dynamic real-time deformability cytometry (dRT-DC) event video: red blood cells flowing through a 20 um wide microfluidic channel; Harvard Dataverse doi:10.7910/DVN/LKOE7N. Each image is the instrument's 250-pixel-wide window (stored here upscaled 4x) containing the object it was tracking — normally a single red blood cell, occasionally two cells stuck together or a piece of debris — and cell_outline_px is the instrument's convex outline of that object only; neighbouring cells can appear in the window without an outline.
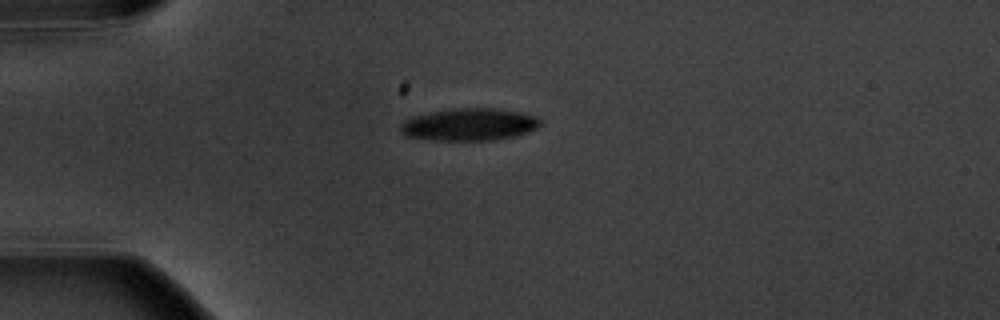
{"species": "common noctule bat (a hibernating species)", "species_latin": "Nyctalus noctula", "temperature_condition": "warm", "stored_images_in_passage": 4, "camera_frame_rate_fps": 3000, "um_per_image_px": 0.085, "animal": {"sex": "male", "body_mass_g": 20.1, "forearm_length_mm": 53.5}, "frame": {"image": 1, "passage_image": 1, "time_ms": 0.0, "image_size_px": [1000, 320], "cell_outline_px": [[540, 124], [536, 128], [528, 132], [516, 136], [488, 140], [432, 140], [408, 136], [400, 132], [400, 124], [404, 120], [412, 116], [452, 108], [496, 108], [520, 112], [536, 116], [540, 120]], "centroid_in_image_um": [39.87, 10.57], "position_along_channel_um": 45.1, "area_um2": 26.3}}
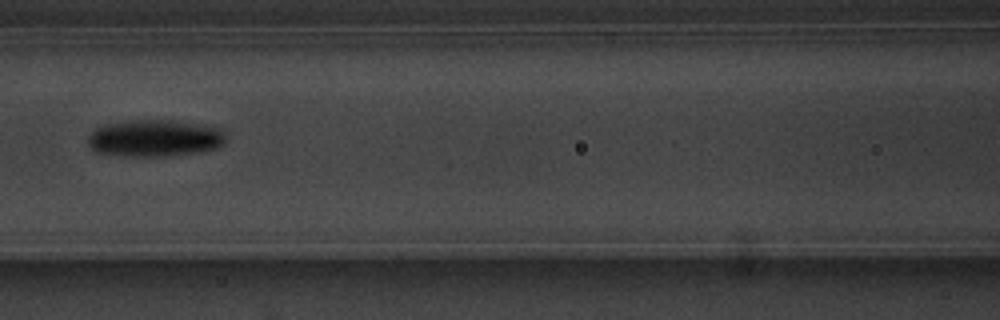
{"frame": {"image": 2, "passage_image": 4, "time_ms": 3.667, "image_size_px": [1000, 320], "cell_outline_px": [[224, 144], [216, 148], [200, 152], [164, 156], [124, 156], [96, 152], [88, 144], [88, 136], [96, 128], [108, 124], [132, 120], [172, 120], [204, 124], [220, 128], [224, 132]], "centroid_in_image_um": [13.18, 11.74], "position_along_channel_um": 153.4, "area_um2": 29.71}}